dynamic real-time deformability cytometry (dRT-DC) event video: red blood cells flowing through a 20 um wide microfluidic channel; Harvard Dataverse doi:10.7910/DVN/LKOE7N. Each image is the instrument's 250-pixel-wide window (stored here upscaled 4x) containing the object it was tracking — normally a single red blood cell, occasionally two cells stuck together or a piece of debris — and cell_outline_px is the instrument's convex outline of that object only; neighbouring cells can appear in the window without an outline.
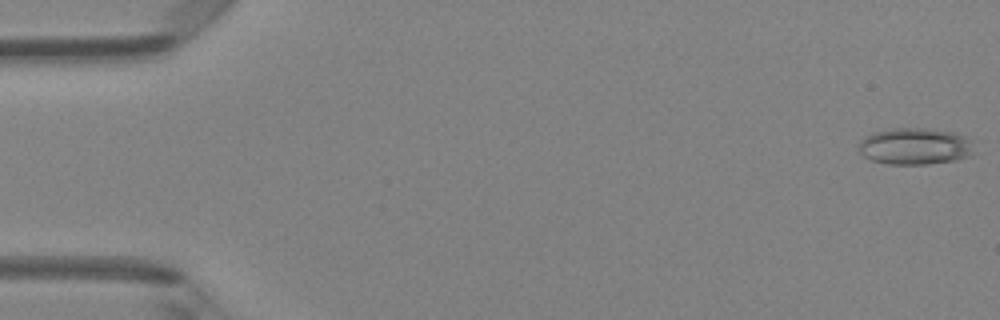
{"species": "Egyptian fruit bat (a non-hibernating species)", "species_latin": "Rousettus aegyptiacus", "temperature_condition": "room temperature", "stored_images_in_passage": 4, "camera_frame_rate_fps": 3000, "um_per_image_px": 0.085, "animal": {"sex": "female"}, "frame": {"image": 1, "passage_image": 1, "time_ms": 0.0, "image_size_px": [1000, 320], "cell_outline_px": [[972, 156], [956, 160], [928, 164], [888, 164], [872, 160], [864, 156], [856, 148], [860, 140], [864, 136], [872, 132], [888, 128], [924, 128], [956, 132], [972, 140]], "centroid_in_image_um": [77.75, 12.42], "position_along_channel_um": 7.3, "area_um2": 25.09}}